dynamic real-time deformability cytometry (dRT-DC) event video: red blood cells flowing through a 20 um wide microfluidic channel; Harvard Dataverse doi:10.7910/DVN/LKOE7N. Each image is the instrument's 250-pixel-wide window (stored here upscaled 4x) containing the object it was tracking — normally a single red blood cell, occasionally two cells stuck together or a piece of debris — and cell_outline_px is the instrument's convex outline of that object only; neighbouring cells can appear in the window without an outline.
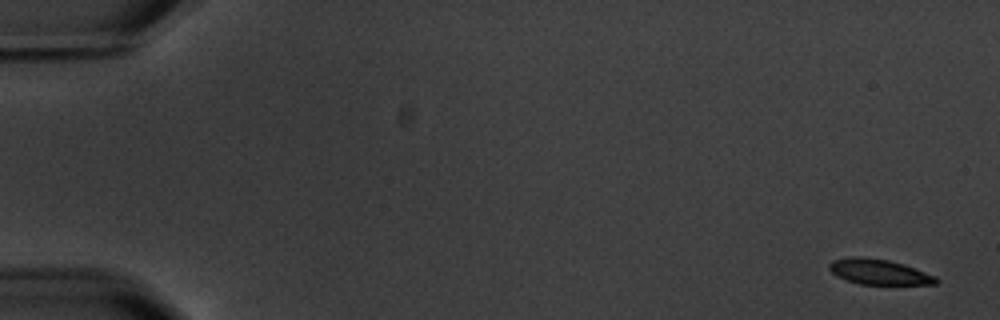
{"species": "common noctule bat (a hibernating species)", "species_latin": "Nyctalus noctula", "temperature_condition": "warm", "stored_images_in_passage": 7, "camera_frame_rate_fps": 3000, "um_per_image_px": 0.085, "animal": {"sex": "male", "body_mass_g": 20.1, "forearm_length_mm": 53.5}, "frame": {"image": 1, "passage_image": 1, "time_ms": 0.0, "image_size_px": [1000, 320], "cell_outline_px": [[940, 280], [936, 284], [860, 284], [836, 276], [828, 268], [828, 264], [832, 260], [852, 256], [864, 256], [888, 260], [904, 264], [936, 276]], "centroid_in_image_um": [74.7, 23.09], "position_along_channel_um": 10.3, "area_um2": 15.84}}
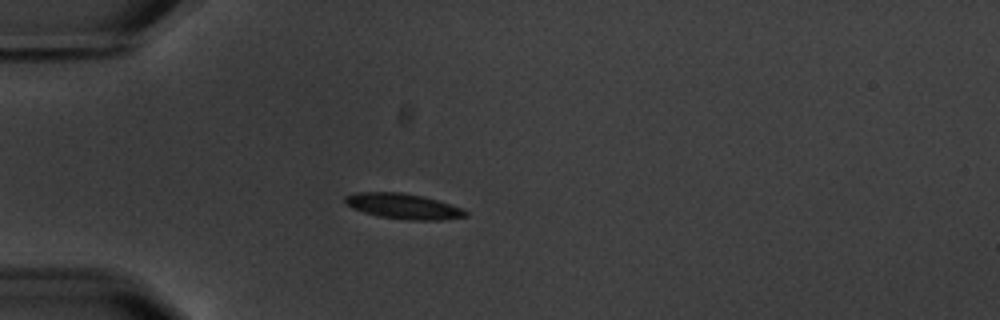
{"frame": {"image": 2, "passage_image": 5, "time_ms": 5.0, "image_size_px": [1000, 320], "cell_outline_px": [[468, 216], [444, 220], [404, 220], [380, 216], [364, 212], [352, 208], [344, 204], [344, 196], [356, 192], [400, 192], [424, 196], [460, 208], [468, 212]], "centroid_in_image_um": [34.24, 17.53], "position_along_channel_um": 50.8, "area_um2": 17.86}}
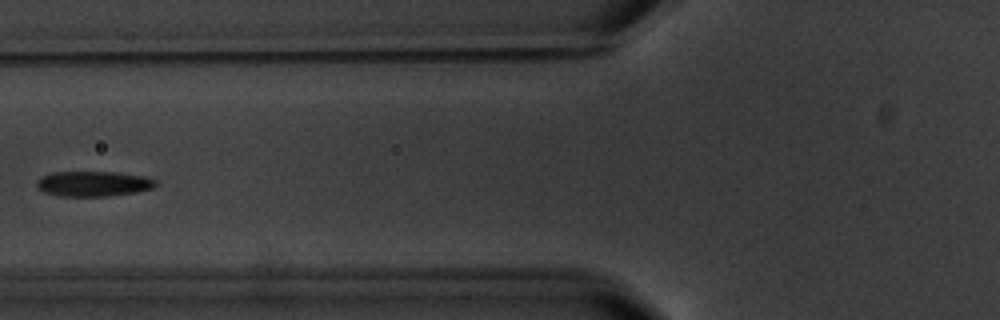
{"frame": {"image": 3, "passage_image": 7, "time_ms": 7.333, "image_size_px": [1000, 320], "cell_outline_px": [[156, 184], [152, 188], [136, 192], [108, 196], [60, 196], [44, 192], [36, 184], [36, 180], [40, 176], [52, 172], [116, 172], [144, 176], [156, 180]], "centroid_in_image_um": [7.91, 15.61], "position_along_channel_um": 117.9, "area_um2": 17.46}}